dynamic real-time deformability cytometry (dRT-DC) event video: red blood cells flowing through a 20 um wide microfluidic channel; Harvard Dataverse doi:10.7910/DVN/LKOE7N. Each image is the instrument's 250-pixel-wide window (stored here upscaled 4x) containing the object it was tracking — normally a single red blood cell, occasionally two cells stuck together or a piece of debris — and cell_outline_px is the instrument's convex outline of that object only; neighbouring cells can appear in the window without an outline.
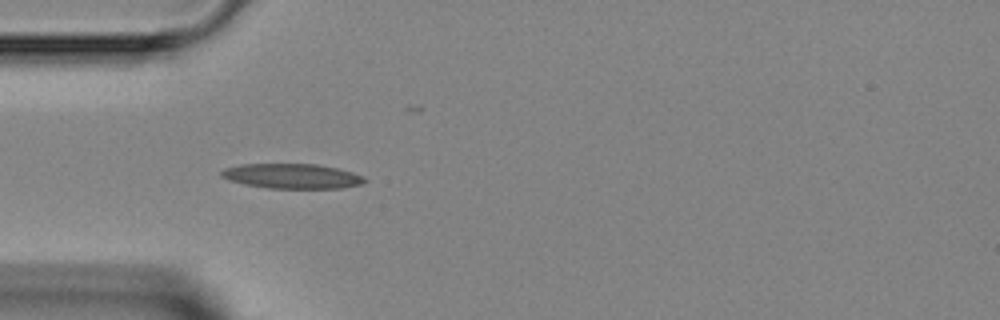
{"species": "Egyptian fruit bat (a non-hibernating species)", "species_latin": "Rousettus aegyptiacus", "temperature_condition": "room temperature", "stored_images_in_passage": 6, "camera_frame_rate_fps": 3000, "um_per_image_px": 0.085, "animal": {"sex": "female"}, "frame": {"image": 1, "passage_image": 5, "time_ms": 4.667, "image_size_px": [1000, 320], "cell_outline_px": [[368, 180], [360, 184], [344, 188], [268, 188], [244, 184], [228, 180], [220, 176], [220, 172], [224, 168], [240, 164], [316, 164], [336, 168], [352, 172], [364, 176]], "centroid_in_image_um": [24.8, 14.97], "position_along_channel_um": 60.2, "area_um2": 20.81}}
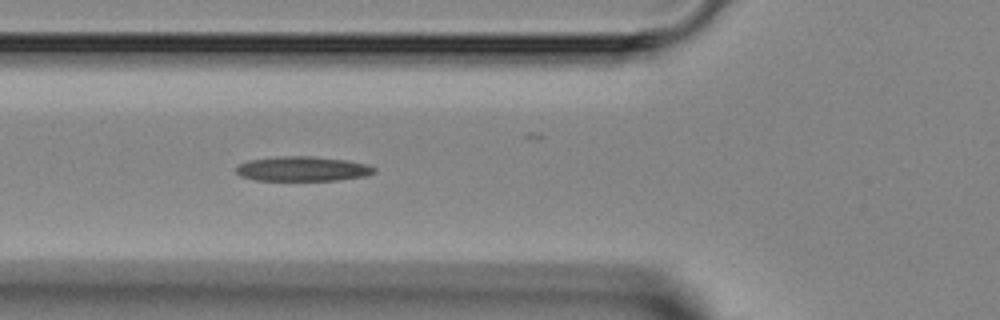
{"frame": {"image": 2, "passage_image": 6, "time_ms": 5.667, "image_size_px": [1000, 320], "cell_outline_px": [[376, 172], [368, 176], [336, 180], [256, 180], [240, 176], [236, 172], [236, 168], [240, 164], [248, 160], [280, 156], [312, 156], [348, 160], [368, 164], [376, 168]], "centroid_in_image_um": [25.76, 14.34], "position_along_channel_um": 100.0, "area_um2": 20.0}}